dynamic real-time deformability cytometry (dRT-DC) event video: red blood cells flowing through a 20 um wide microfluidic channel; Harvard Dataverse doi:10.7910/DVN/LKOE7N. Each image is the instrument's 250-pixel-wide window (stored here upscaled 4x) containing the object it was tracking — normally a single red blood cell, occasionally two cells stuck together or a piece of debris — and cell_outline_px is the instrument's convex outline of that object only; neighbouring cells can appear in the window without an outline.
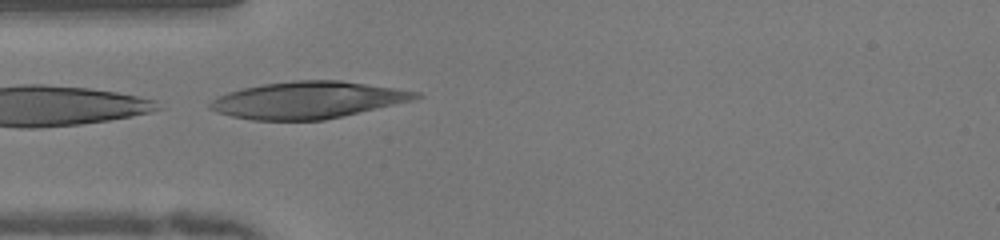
{"species": "human", "species_latin": "Homo sapiens", "temperature_condition": "warm", "stored_images_in_passage": 5, "camera_frame_rate_fps": 3000, "um_per_image_px": 0.085, "donor": {"sex": "female"}, "frame": {"image": 1, "passage_image": 5, "time_ms": 1.333, "image_size_px": [1000, 240], "cell_outline_px": [[424, 96], [412, 100], [344, 116], [324, 120], [252, 120], [232, 116], [216, 112], [208, 108], [208, 104], [216, 96], [228, 92], [244, 88], [264, 84], [292, 80], [340, 80], [420, 92]], "centroid_in_image_um": [26.14, 8.5], "position_along_channel_um": 58.9, "area_um2": 44.1}}